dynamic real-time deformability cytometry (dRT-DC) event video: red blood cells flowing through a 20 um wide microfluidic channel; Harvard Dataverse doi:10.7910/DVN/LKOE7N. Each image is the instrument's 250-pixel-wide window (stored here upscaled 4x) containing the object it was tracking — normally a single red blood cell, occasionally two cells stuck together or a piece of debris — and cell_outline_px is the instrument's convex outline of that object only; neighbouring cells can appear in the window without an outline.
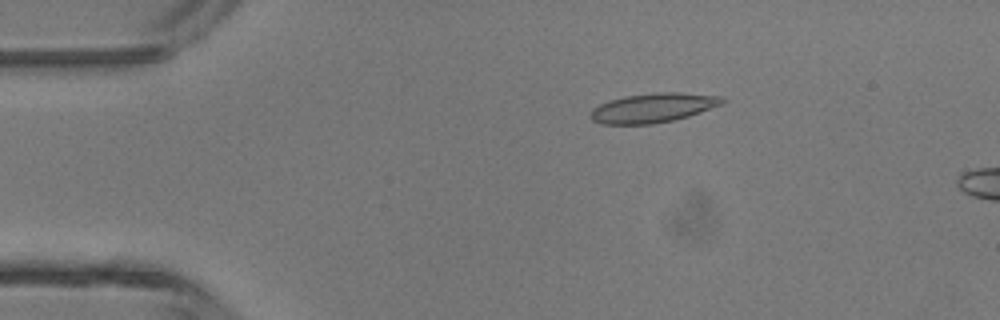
{"species": "common noctule bat (a hibernating species)", "species_latin": "Nyctalus noctula", "temperature_condition": "room temperature", "stored_images_in_passage": 11, "camera_frame_rate_fps": 3000, "um_per_image_px": 0.085, "animal": {"sex": "male", "body_mass_g": 13.3}, "frame": {"image": 1, "passage_image": 8, "time_ms": 2.333, "image_size_px": [1000, 320], "cell_outline_px": [[728, 100], [724, 104], [688, 116], [672, 120], [652, 124], [604, 124], [592, 120], [592, 108], [608, 100], [624, 96], [656, 92], [680, 92], [724, 96]], "centroid_in_image_um": [55.58, 9.15], "position_along_channel_um": 29.4, "area_um2": 22.66}}